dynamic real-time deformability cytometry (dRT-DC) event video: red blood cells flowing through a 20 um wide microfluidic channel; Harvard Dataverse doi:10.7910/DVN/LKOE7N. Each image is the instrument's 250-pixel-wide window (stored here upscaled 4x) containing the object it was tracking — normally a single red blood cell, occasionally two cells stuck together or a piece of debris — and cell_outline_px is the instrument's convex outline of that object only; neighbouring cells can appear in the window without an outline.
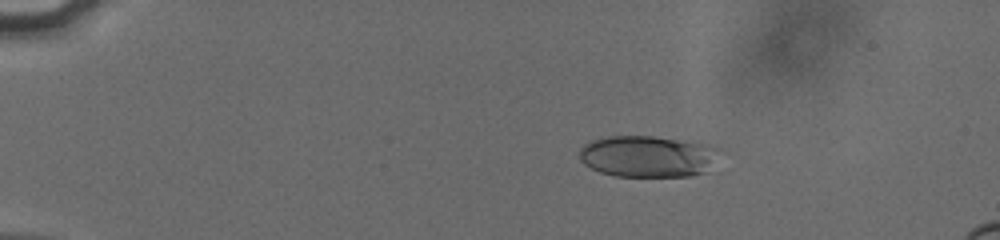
{"species": "human", "species_latin": "Homo sapiens", "temperature_condition": "cold", "stored_images_in_passage": 55, "camera_frame_rate_fps": 3000, "um_per_image_px": 0.085, "donor": {"sex": "male"}, "frame": {"image": 1, "passage_image": 11, "time_ms": 3.333, "image_size_px": [1000, 240], "cell_outline_px": [[720, 148], [704, 172], [692, 176], [616, 176], [600, 172], [584, 164], [580, 160], [580, 148], [584, 144], [592, 140], [608, 136], [652, 136], [704, 144]], "centroid_in_image_um": [54.97, 13.29], "position_along_channel_um": 30.0, "area_um2": 33.35}}
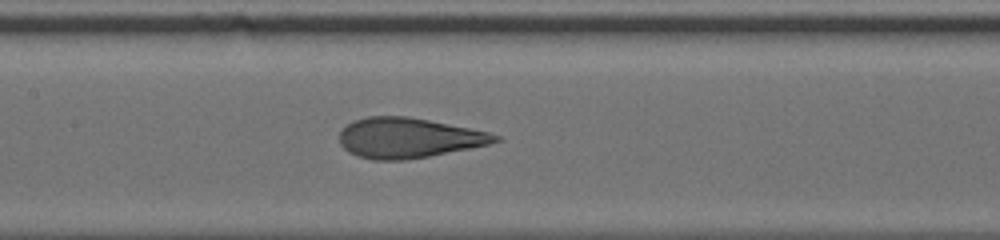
{"frame": {"image": 2, "passage_image": 29, "time_ms": 9.333, "image_size_px": [1000, 240], "cell_outline_px": [[504, 140], [472, 148], [428, 156], [404, 160], [372, 160], [348, 152], [340, 144], [340, 132], [348, 124], [356, 120], [368, 116], [408, 116], [488, 132], [500, 136]], "centroid_in_image_um": [34.73, 11.72], "position_along_channel_um": 172.7, "area_um2": 36.13}}
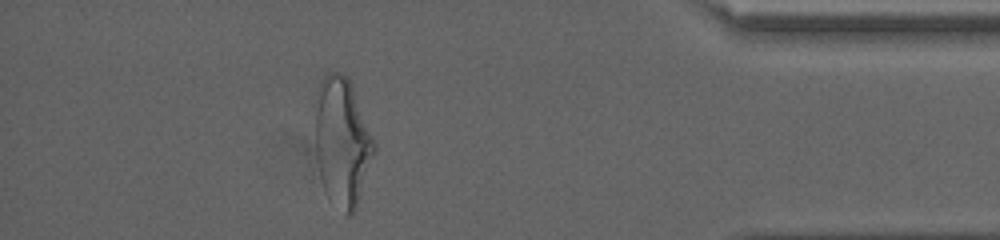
{"frame": {"image": 3, "passage_image": 50, "time_ms": 16.333, "image_size_px": [1000, 240], "cell_outline_px": [[376, 152], [356, 208], [352, 216], [348, 216], [328, 200], [324, 192], [320, 176], [316, 156], [316, 88], [320, 80], [328, 72], [340, 72], [348, 76], [376, 144]], "centroid_in_image_um": [29.08, 12.08], "position_along_channel_um": 406.1, "area_um2": 44.62}, "authors_computed_cell_mechanics": {"area_um2": 36.2984, "velocity_mm_per_s": 3.8403, "shape_relaxation_time_tau1_ms": 5.3978, "shape_relaxation_time_tau2_ms": 0.8659, "deformation_change_tau1": 0.2014, "deformation_change_tau2": 0.0914}}